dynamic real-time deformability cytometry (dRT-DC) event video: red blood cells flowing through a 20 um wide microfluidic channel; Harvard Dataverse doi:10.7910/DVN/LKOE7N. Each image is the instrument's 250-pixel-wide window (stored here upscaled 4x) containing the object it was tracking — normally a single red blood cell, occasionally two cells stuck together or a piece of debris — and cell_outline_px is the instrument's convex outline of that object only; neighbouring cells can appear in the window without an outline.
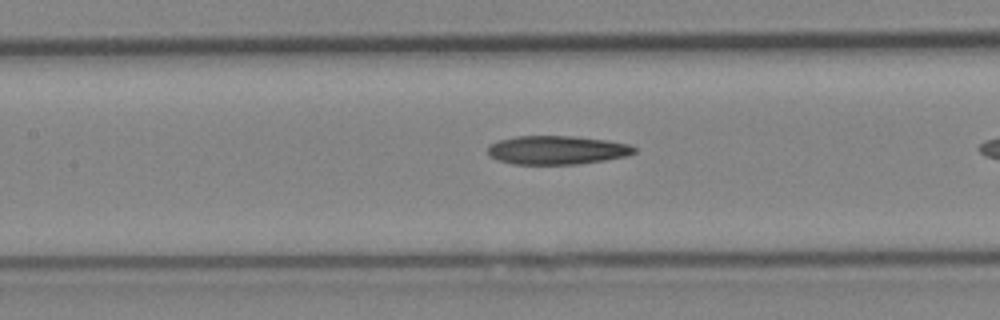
{"species": "Egyptian fruit bat (a non-hibernating species)", "species_latin": "Rousettus aegyptiacus", "temperature_condition": "cold", "stored_images_in_passage": 10, "camera_frame_rate_fps": 3000, "um_per_image_px": 0.085, "animal": {"sex": "female"}, "frame": {"image": 1, "passage_image": 9, "time_ms": 2.667, "image_size_px": [1000, 320], "cell_outline_px": [[636, 152], [624, 156], [604, 160], [576, 164], [512, 164], [496, 160], [488, 152], [488, 148], [492, 144], [500, 140], [516, 136], [576, 136], [608, 140], [628, 144], [636, 148]], "centroid_in_image_um": [47.35, 12.75], "position_along_channel_um": 160.1, "area_um2": 24.33}}